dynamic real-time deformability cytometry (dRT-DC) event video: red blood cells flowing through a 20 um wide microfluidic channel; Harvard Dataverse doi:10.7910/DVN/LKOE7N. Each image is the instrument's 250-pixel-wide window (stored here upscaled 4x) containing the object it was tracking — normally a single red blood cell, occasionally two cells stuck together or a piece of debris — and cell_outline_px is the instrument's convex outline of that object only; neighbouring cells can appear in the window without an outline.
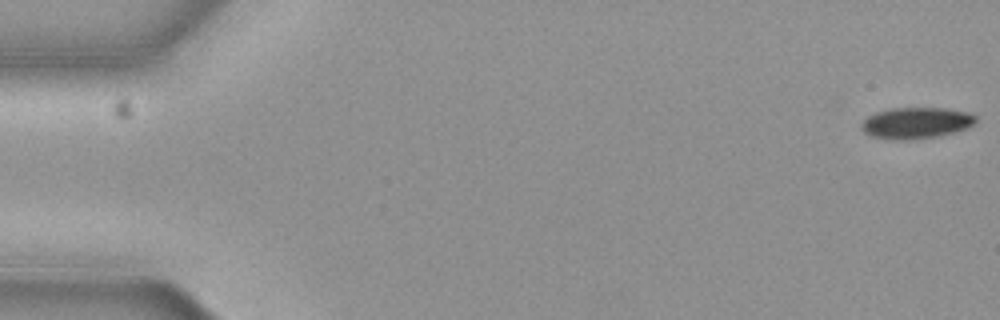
{"species": "common noctule bat (a hibernating species)", "species_latin": "Nyctalus noctula", "temperature_condition": "cold", "stored_images_in_passage": 57, "camera_frame_rate_fps": 3000, "um_per_image_px": 0.085, "animal": {"sex": "female", "body_mass_g": 19.3, "forearm_length_mm": 54.1}, "frame": {"image": 1, "passage_image": 1, "time_ms": 0.0, "image_size_px": [1000, 320], "cell_outline_px": [[976, 124], [968, 128], [956, 132], [936, 136], [912, 140], [892, 140], [872, 136], [864, 132], [860, 124], [868, 116], [876, 112], [892, 108], [944, 108], [972, 112], [976, 116]], "centroid_in_image_um": [77.92, 10.45], "position_along_channel_um": 7.1, "area_um2": 21.1}}
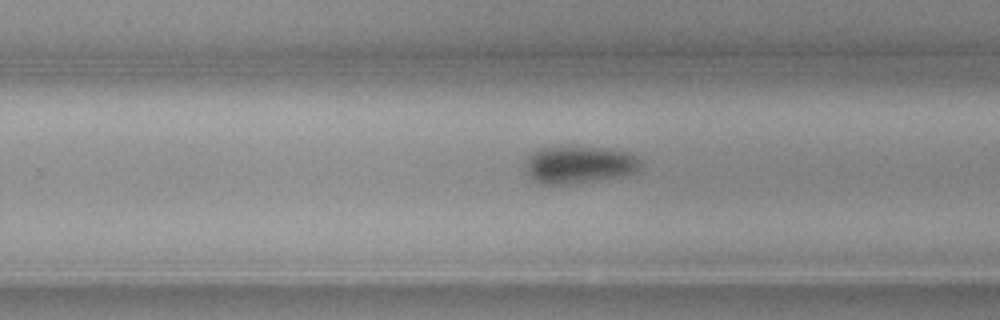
{"frame": {"image": 2, "passage_image": 36, "time_ms": 11.667, "image_size_px": [1000, 320], "cell_outline_px": [[644, 164], [636, 172], [620, 176], [564, 184], [540, 184], [528, 176], [524, 168], [524, 160], [532, 152], [540, 148], [560, 144], [600, 148], [628, 152], [636, 156]], "centroid_in_image_um": [49.15, 13.96], "position_along_channel_um": 280.6, "area_um2": 25.66}}
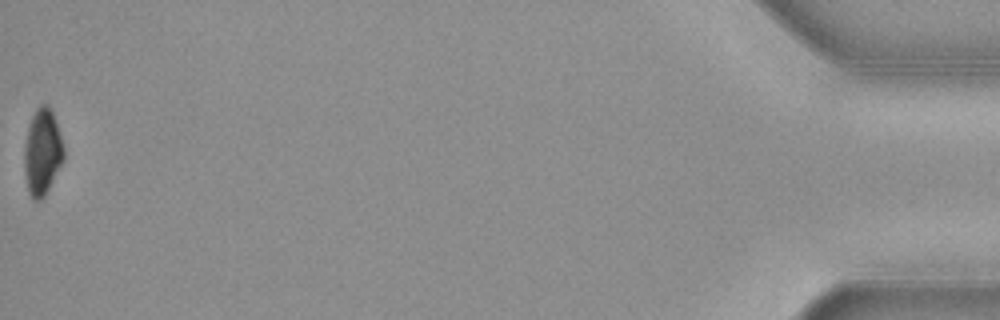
{"frame": {"image": 3, "passage_image": 57, "time_ms": 18.667, "image_size_px": [1000, 320], "cell_outline_px": [[64, 160], [44, 196], [40, 200], [32, 200], [28, 192], [24, 168], [24, 148], [28, 128], [32, 116], [36, 108], [40, 104], [48, 104], [52, 112], [64, 148]], "centroid_in_image_um": [3.59, 12.93], "position_along_channel_um": 431.6, "area_um2": 19.65}, "authors_computed_cell_mechanics": {"area_um2": 23.0044, "velocity_mm_per_s": 3.6735, "shape_relaxation_time_tau1_ms": 2.9822, "shape_relaxation_time_tau2_ms": null, "deformation_change_tau1": 0.1214, "deformation_change_tau2": null}}